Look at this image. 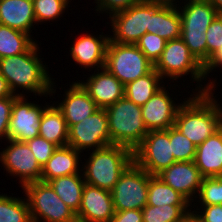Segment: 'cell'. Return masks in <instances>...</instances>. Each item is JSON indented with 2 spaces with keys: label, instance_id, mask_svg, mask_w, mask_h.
<instances>
[{
  "label": "cell",
  "instance_id": "obj_1",
  "mask_svg": "<svg viewBox=\"0 0 222 222\" xmlns=\"http://www.w3.org/2000/svg\"><path fill=\"white\" fill-rule=\"evenodd\" d=\"M39 49L36 42L25 53L0 59V74L6 79L14 95L23 96L26 91L27 94L31 92L35 96H55V78L49 75L48 66L43 63L44 58H40ZM19 90H22V93Z\"/></svg>",
  "mask_w": 222,
  "mask_h": 222
},
{
  "label": "cell",
  "instance_id": "obj_2",
  "mask_svg": "<svg viewBox=\"0 0 222 222\" xmlns=\"http://www.w3.org/2000/svg\"><path fill=\"white\" fill-rule=\"evenodd\" d=\"M215 98L213 91L193 93L177 111L174 127L196 146L221 128L222 103Z\"/></svg>",
  "mask_w": 222,
  "mask_h": 222
},
{
  "label": "cell",
  "instance_id": "obj_3",
  "mask_svg": "<svg viewBox=\"0 0 222 222\" xmlns=\"http://www.w3.org/2000/svg\"><path fill=\"white\" fill-rule=\"evenodd\" d=\"M88 155L89 158H83L85 164L81 163L85 183L108 191L113 189L121 173L133 161L131 149L115 144L90 150Z\"/></svg>",
  "mask_w": 222,
  "mask_h": 222
},
{
  "label": "cell",
  "instance_id": "obj_4",
  "mask_svg": "<svg viewBox=\"0 0 222 222\" xmlns=\"http://www.w3.org/2000/svg\"><path fill=\"white\" fill-rule=\"evenodd\" d=\"M154 69L163 79L170 82H178L177 79L190 74L192 82H195V91L192 93H207L216 90L217 81L215 79L203 82V65L189 51L181 37L167 41L160 59L154 65ZM172 80V81H171ZM216 81V82H215ZM203 82L204 87L201 83Z\"/></svg>",
  "mask_w": 222,
  "mask_h": 222
},
{
  "label": "cell",
  "instance_id": "obj_5",
  "mask_svg": "<svg viewBox=\"0 0 222 222\" xmlns=\"http://www.w3.org/2000/svg\"><path fill=\"white\" fill-rule=\"evenodd\" d=\"M179 4L177 8L181 18V38L194 57L204 65L207 61L205 31L218 16V12L206 0H185L184 6L181 2Z\"/></svg>",
  "mask_w": 222,
  "mask_h": 222
},
{
  "label": "cell",
  "instance_id": "obj_6",
  "mask_svg": "<svg viewBox=\"0 0 222 222\" xmlns=\"http://www.w3.org/2000/svg\"><path fill=\"white\" fill-rule=\"evenodd\" d=\"M105 110L111 145H122L134 151L149 132L142 118L141 106L124 96Z\"/></svg>",
  "mask_w": 222,
  "mask_h": 222
},
{
  "label": "cell",
  "instance_id": "obj_7",
  "mask_svg": "<svg viewBox=\"0 0 222 222\" xmlns=\"http://www.w3.org/2000/svg\"><path fill=\"white\" fill-rule=\"evenodd\" d=\"M22 190L32 222H77L76 213L58 197L48 182L29 183Z\"/></svg>",
  "mask_w": 222,
  "mask_h": 222
},
{
  "label": "cell",
  "instance_id": "obj_8",
  "mask_svg": "<svg viewBox=\"0 0 222 222\" xmlns=\"http://www.w3.org/2000/svg\"><path fill=\"white\" fill-rule=\"evenodd\" d=\"M105 68L124 86L154 69V64L136 44L114 43L109 40Z\"/></svg>",
  "mask_w": 222,
  "mask_h": 222
},
{
  "label": "cell",
  "instance_id": "obj_9",
  "mask_svg": "<svg viewBox=\"0 0 222 222\" xmlns=\"http://www.w3.org/2000/svg\"><path fill=\"white\" fill-rule=\"evenodd\" d=\"M114 43L136 44L145 33H151L152 0H142L126 10L116 12L109 17Z\"/></svg>",
  "mask_w": 222,
  "mask_h": 222
},
{
  "label": "cell",
  "instance_id": "obj_10",
  "mask_svg": "<svg viewBox=\"0 0 222 222\" xmlns=\"http://www.w3.org/2000/svg\"><path fill=\"white\" fill-rule=\"evenodd\" d=\"M148 184L149 173L133 160L111 190L115 211L142 210L147 205Z\"/></svg>",
  "mask_w": 222,
  "mask_h": 222
},
{
  "label": "cell",
  "instance_id": "obj_11",
  "mask_svg": "<svg viewBox=\"0 0 222 222\" xmlns=\"http://www.w3.org/2000/svg\"><path fill=\"white\" fill-rule=\"evenodd\" d=\"M133 160L150 175H158L174 162L167 130H152L133 151Z\"/></svg>",
  "mask_w": 222,
  "mask_h": 222
},
{
  "label": "cell",
  "instance_id": "obj_12",
  "mask_svg": "<svg viewBox=\"0 0 222 222\" xmlns=\"http://www.w3.org/2000/svg\"><path fill=\"white\" fill-rule=\"evenodd\" d=\"M67 145L82 154L84 151L88 153L90 149L92 151L111 145L106 110L99 108L83 121L71 125L68 128Z\"/></svg>",
  "mask_w": 222,
  "mask_h": 222
},
{
  "label": "cell",
  "instance_id": "obj_13",
  "mask_svg": "<svg viewBox=\"0 0 222 222\" xmlns=\"http://www.w3.org/2000/svg\"><path fill=\"white\" fill-rule=\"evenodd\" d=\"M6 148L0 152V162L9 176H14L23 187L41 181L42 167L26 142L7 139Z\"/></svg>",
  "mask_w": 222,
  "mask_h": 222
},
{
  "label": "cell",
  "instance_id": "obj_14",
  "mask_svg": "<svg viewBox=\"0 0 222 222\" xmlns=\"http://www.w3.org/2000/svg\"><path fill=\"white\" fill-rule=\"evenodd\" d=\"M14 96L8 127V139L26 142L39 136L40 119L45 106L28 101V96Z\"/></svg>",
  "mask_w": 222,
  "mask_h": 222
},
{
  "label": "cell",
  "instance_id": "obj_15",
  "mask_svg": "<svg viewBox=\"0 0 222 222\" xmlns=\"http://www.w3.org/2000/svg\"><path fill=\"white\" fill-rule=\"evenodd\" d=\"M166 88L164 84L141 106L142 118L148 131L167 130L174 126L177 111L184 101L177 104L171 97L173 94H170Z\"/></svg>",
  "mask_w": 222,
  "mask_h": 222
},
{
  "label": "cell",
  "instance_id": "obj_16",
  "mask_svg": "<svg viewBox=\"0 0 222 222\" xmlns=\"http://www.w3.org/2000/svg\"><path fill=\"white\" fill-rule=\"evenodd\" d=\"M82 34L74 38L69 54L75 64L85 68L87 71L101 69L105 67L106 52L109 43L108 34ZM92 69V70H91Z\"/></svg>",
  "mask_w": 222,
  "mask_h": 222
},
{
  "label": "cell",
  "instance_id": "obj_17",
  "mask_svg": "<svg viewBox=\"0 0 222 222\" xmlns=\"http://www.w3.org/2000/svg\"><path fill=\"white\" fill-rule=\"evenodd\" d=\"M191 204L200 191L203 176L194 161H177L157 175Z\"/></svg>",
  "mask_w": 222,
  "mask_h": 222
},
{
  "label": "cell",
  "instance_id": "obj_18",
  "mask_svg": "<svg viewBox=\"0 0 222 222\" xmlns=\"http://www.w3.org/2000/svg\"><path fill=\"white\" fill-rule=\"evenodd\" d=\"M88 75L78 81L99 108L106 109L124 97V85L105 67Z\"/></svg>",
  "mask_w": 222,
  "mask_h": 222
},
{
  "label": "cell",
  "instance_id": "obj_19",
  "mask_svg": "<svg viewBox=\"0 0 222 222\" xmlns=\"http://www.w3.org/2000/svg\"><path fill=\"white\" fill-rule=\"evenodd\" d=\"M114 214L111 191L85 184L77 222H111Z\"/></svg>",
  "mask_w": 222,
  "mask_h": 222
},
{
  "label": "cell",
  "instance_id": "obj_20",
  "mask_svg": "<svg viewBox=\"0 0 222 222\" xmlns=\"http://www.w3.org/2000/svg\"><path fill=\"white\" fill-rule=\"evenodd\" d=\"M69 85L70 88L64 91L63 100L61 102L54 101L56 106L61 110L68 128L83 121L84 118L89 117L99 109L78 81L69 83Z\"/></svg>",
  "mask_w": 222,
  "mask_h": 222
},
{
  "label": "cell",
  "instance_id": "obj_21",
  "mask_svg": "<svg viewBox=\"0 0 222 222\" xmlns=\"http://www.w3.org/2000/svg\"><path fill=\"white\" fill-rule=\"evenodd\" d=\"M0 24L31 35L37 24L33 0H0Z\"/></svg>",
  "mask_w": 222,
  "mask_h": 222
},
{
  "label": "cell",
  "instance_id": "obj_22",
  "mask_svg": "<svg viewBox=\"0 0 222 222\" xmlns=\"http://www.w3.org/2000/svg\"><path fill=\"white\" fill-rule=\"evenodd\" d=\"M194 163L203 177H222V127L197 146Z\"/></svg>",
  "mask_w": 222,
  "mask_h": 222
},
{
  "label": "cell",
  "instance_id": "obj_23",
  "mask_svg": "<svg viewBox=\"0 0 222 222\" xmlns=\"http://www.w3.org/2000/svg\"><path fill=\"white\" fill-rule=\"evenodd\" d=\"M81 155L71 146L57 147L53 155L48 159L47 163L42 167L41 181L48 182L49 180L78 174L81 172Z\"/></svg>",
  "mask_w": 222,
  "mask_h": 222
},
{
  "label": "cell",
  "instance_id": "obj_24",
  "mask_svg": "<svg viewBox=\"0 0 222 222\" xmlns=\"http://www.w3.org/2000/svg\"><path fill=\"white\" fill-rule=\"evenodd\" d=\"M39 136L57 147L67 146L68 126L61 110L55 103L48 104L40 119Z\"/></svg>",
  "mask_w": 222,
  "mask_h": 222
},
{
  "label": "cell",
  "instance_id": "obj_25",
  "mask_svg": "<svg viewBox=\"0 0 222 222\" xmlns=\"http://www.w3.org/2000/svg\"><path fill=\"white\" fill-rule=\"evenodd\" d=\"M58 197L75 213L79 211L85 180L82 171L78 174L56 177L48 181Z\"/></svg>",
  "mask_w": 222,
  "mask_h": 222
},
{
  "label": "cell",
  "instance_id": "obj_26",
  "mask_svg": "<svg viewBox=\"0 0 222 222\" xmlns=\"http://www.w3.org/2000/svg\"><path fill=\"white\" fill-rule=\"evenodd\" d=\"M161 75L153 69L150 73L124 86V96L138 106H143L164 85Z\"/></svg>",
  "mask_w": 222,
  "mask_h": 222
},
{
  "label": "cell",
  "instance_id": "obj_27",
  "mask_svg": "<svg viewBox=\"0 0 222 222\" xmlns=\"http://www.w3.org/2000/svg\"><path fill=\"white\" fill-rule=\"evenodd\" d=\"M147 205H192L184 196L167 185L157 175L149 174Z\"/></svg>",
  "mask_w": 222,
  "mask_h": 222
},
{
  "label": "cell",
  "instance_id": "obj_28",
  "mask_svg": "<svg viewBox=\"0 0 222 222\" xmlns=\"http://www.w3.org/2000/svg\"><path fill=\"white\" fill-rule=\"evenodd\" d=\"M32 35L0 24V59L27 52L35 43Z\"/></svg>",
  "mask_w": 222,
  "mask_h": 222
},
{
  "label": "cell",
  "instance_id": "obj_29",
  "mask_svg": "<svg viewBox=\"0 0 222 222\" xmlns=\"http://www.w3.org/2000/svg\"><path fill=\"white\" fill-rule=\"evenodd\" d=\"M156 34L166 41L181 37V18L177 4L159 0V25Z\"/></svg>",
  "mask_w": 222,
  "mask_h": 222
},
{
  "label": "cell",
  "instance_id": "obj_30",
  "mask_svg": "<svg viewBox=\"0 0 222 222\" xmlns=\"http://www.w3.org/2000/svg\"><path fill=\"white\" fill-rule=\"evenodd\" d=\"M0 222H32L26 198L0 194Z\"/></svg>",
  "mask_w": 222,
  "mask_h": 222
},
{
  "label": "cell",
  "instance_id": "obj_31",
  "mask_svg": "<svg viewBox=\"0 0 222 222\" xmlns=\"http://www.w3.org/2000/svg\"><path fill=\"white\" fill-rule=\"evenodd\" d=\"M190 206L195 208L192 205H146L142 209V219L143 222H176L190 210Z\"/></svg>",
  "mask_w": 222,
  "mask_h": 222
},
{
  "label": "cell",
  "instance_id": "obj_32",
  "mask_svg": "<svg viewBox=\"0 0 222 222\" xmlns=\"http://www.w3.org/2000/svg\"><path fill=\"white\" fill-rule=\"evenodd\" d=\"M70 0H33L36 23H47L62 17L70 6Z\"/></svg>",
  "mask_w": 222,
  "mask_h": 222
},
{
  "label": "cell",
  "instance_id": "obj_33",
  "mask_svg": "<svg viewBox=\"0 0 222 222\" xmlns=\"http://www.w3.org/2000/svg\"><path fill=\"white\" fill-rule=\"evenodd\" d=\"M169 140L176 161H194L197 146L174 126L169 128Z\"/></svg>",
  "mask_w": 222,
  "mask_h": 222
},
{
  "label": "cell",
  "instance_id": "obj_34",
  "mask_svg": "<svg viewBox=\"0 0 222 222\" xmlns=\"http://www.w3.org/2000/svg\"><path fill=\"white\" fill-rule=\"evenodd\" d=\"M196 201L200 206L222 205V177H203Z\"/></svg>",
  "mask_w": 222,
  "mask_h": 222
},
{
  "label": "cell",
  "instance_id": "obj_35",
  "mask_svg": "<svg viewBox=\"0 0 222 222\" xmlns=\"http://www.w3.org/2000/svg\"><path fill=\"white\" fill-rule=\"evenodd\" d=\"M166 40L155 33H145L136 43L140 51L155 65L165 48Z\"/></svg>",
  "mask_w": 222,
  "mask_h": 222
},
{
  "label": "cell",
  "instance_id": "obj_36",
  "mask_svg": "<svg viewBox=\"0 0 222 222\" xmlns=\"http://www.w3.org/2000/svg\"><path fill=\"white\" fill-rule=\"evenodd\" d=\"M26 143L41 167H43L47 163L48 159L57 149V146L55 144L47 141L41 136L30 139L26 141Z\"/></svg>",
  "mask_w": 222,
  "mask_h": 222
},
{
  "label": "cell",
  "instance_id": "obj_37",
  "mask_svg": "<svg viewBox=\"0 0 222 222\" xmlns=\"http://www.w3.org/2000/svg\"><path fill=\"white\" fill-rule=\"evenodd\" d=\"M207 43V60L222 46V19L217 16L205 31Z\"/></svg>",
  "mask_w": 222,
  "mask_h": 222
},
{
  "label": "cell",
  "instance_id": "obj_38",
  "mask_svg": "<svg viewBox=\"0 0 222 222\" xmlns=\"http://www.w3.org/2000/svg\"><path fill=\"white\" fill-rule=\"evenodd\" d=\"M96 3L95 11L98 13H107L110 16L116 12L126 10L142 0H94ZM109 14V15H108Z\"/></svg>",
  "mask_w": 222,
  "mask_h": 222
},
{
  "label": "cell",
  "instance_id": "obj_39",
  "mask_svg": "<svg viewBox=\"0 0 222 222\" xmlns=\"http://www.w3.org/2000/svg\"><path fill=\"white\" fill-rule=\"evenodd\" d=\"M14 97L0 98V139H8V127Z\"/></svg>",
  "mask_w": 222,
  "mask_h": 222
},
{
  "label": "cell",
  "instance_id": "obj_40",
  "mask_svg": "<svg viewBox=\"0 0 222 222\" xmlns=\"http://www.w3.org/2000/svg\"><path fill=\"white\" fill-rule=\"evenodd\" d=\"M194 212L198 215L201 222H222V205L196 206ZM200 209H202L200 211Z\"/></svg>",
  "mask_w": 222,
  "mask_h": 222
},
{
  "label": "cell",
  "instance_id": "obj_41",
  "mask_svg": "<svg viewBox=\"0 0 222 222\" xmlns=\"http://www.w3.org/2000/svg\"><path fill=\"white\" fill-rule=\"evenodd\" d=\"M111 222H143L142 210L129 209L124 211H115Z\"/></svg>",
  "mask_w": 222,
  "mask_h": 222
},
{
  "label": "cell",
  "instance_id": "obj_42",
  "mask_svg": "<svg viewBox=\"0 0 222 222\" xmlns=\"http://www.w3.org/2000/svg\"><path fill=\"white\" fill-rule=\"evenodd\" d=\"M219 67V68H218ZM222 67V46L217 49L206 61V63L203 65V74L205 77V80H208L207 77L211 76L209 75L214 69L218 68L220 69Z\"/></svg>",
  "mask_w": 222,
  "mask_h": 222
},
{
  "label": "cell",
  "instance_id": "obj_43",
  "mask_svg": "<svg viewBox=\"0 0 222 222\" xmlns=\"http://www.w3.org/2000/svg\"><path fill=\"white\" fill-rule=\"evenodd\" d=\"M159 25V0H152L151 33H157Z\"/></svg>",
  "mask_w": 222,
  "mask_h": 222
},
{
  "label": "cell",
  "instance_id": "obj_44",
  "mask_svg": "<svg viewBox=\"0 0 222 222\" xmlns=\"http://www.w3.org/2000/svg\"><path fill=\"white\" fill-rule=\"evenodd\" d=\"M11 92L6 79L0 74V98L14 97Z\"/></svg>",
  "mask_w": 222,
  "mask_h": 222
},
{
  "label": "cell",
  "instance_id": "obj_45",
  "mask_svg": "<svg viewBox=\"0 0 222 222\" xmlns=\"http://www.w3.org/2000/svg\"><path fill=\"white\" fill-rule=\"evenodd\" d=\"M193 208L186 212L178 221L176 222H201L198 215L192 210ZM192 210V211H191Z\"/></svg>",
  "mask_w": 222,
  "mask_h": 222
},
{
  "label": "cell",
  "instance_id": "obj_46",
  "mask_svg": "<svg viewBox=\"0 0 222 222\" xmlns=\"http://www.w3.org/2000/svg\"><path fill=\"white\" fill-rule=\"evenodd\" d=\"M206 1L211 3L215 7L218 13L222 11V0H206Z\"/></svg>",
  "mask_w": 222,
  "mask_h": 222
},
{
  "label": "cell",
  "instance_id": "obj_47",
  "mask_svg": "<svg viewBox=\"0 0 222 222\" xmlns=\"http://www.w3.org/2000/svg\"><path fill=\"white\" fill-rule=\"evenodd\" d=\"M167 3H173V4H177V2L179 3L180 1L178 0H164ZM185 1V0H184Z\"/></svg>",
  "mask_w": 222,
  "mask_h": 222
},
{
  "label": "cell",
  "instance_id": "obj_48",
  "mask_svg": "<svg viewBox=\"0 0 222 222\" xmlns=\"http://www.w3.org/2000/svg\"><path fill=\"white\" fill-rule=\"evenodd\" d=\"M218 16L222 19V11L218 13Z\"/></svg>",
  "mask_w": 222,
  "mask_h": 222
}]
</instances>
